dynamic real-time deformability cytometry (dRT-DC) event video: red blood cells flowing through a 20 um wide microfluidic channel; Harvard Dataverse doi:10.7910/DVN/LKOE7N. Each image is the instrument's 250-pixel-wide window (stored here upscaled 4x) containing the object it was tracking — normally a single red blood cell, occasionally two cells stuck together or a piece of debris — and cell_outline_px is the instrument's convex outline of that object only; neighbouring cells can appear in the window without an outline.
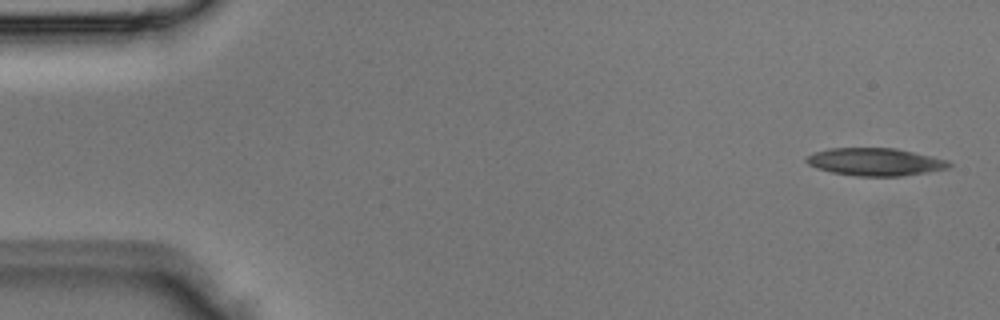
{"species": "Egyptian fruit bat (a non-hibernating species)", "species_latin": "Rousettus aegyptiacus", "temperature_condition": "room temperature", "stored_images_in_passage": 4, "camera_frame_rate_fps": 3000, "um_per_image_px": 0.085, "animal": {"sex": "male"}, "frame": {"image": 1, "passage_image": 1, "time_ms": 0.0, "image_size_px": [1000, 320], "cell_outline_px": [[952, 164], [948, 168], [900, 176], [856, 176], [832, 172], [816, 168], [808, 164], [804, 160], [808, 156], [816, 152], [828, 148], [896, 148], [932, 156], [948, 160]], "centroid_in_image_um": [74.38, 13.75], "position_along_channel_um": 10.6, "area_um2": 22.83}}